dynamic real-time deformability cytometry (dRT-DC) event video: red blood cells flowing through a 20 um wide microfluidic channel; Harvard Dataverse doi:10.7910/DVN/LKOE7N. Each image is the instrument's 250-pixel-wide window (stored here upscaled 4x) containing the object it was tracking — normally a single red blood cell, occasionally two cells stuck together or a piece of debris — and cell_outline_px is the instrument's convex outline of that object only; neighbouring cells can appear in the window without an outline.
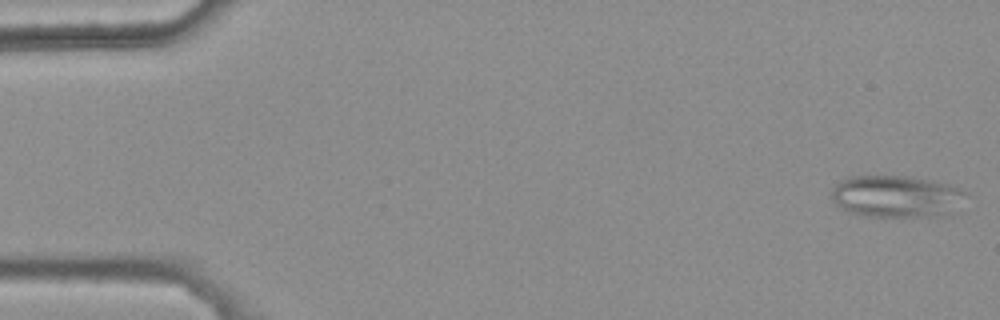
{"species": "common noctule bat (a hibernating species)", "species_latin": "Nyctalus noctula", "temperature_condition": "warm", "stored_images_in_passage": 46, "camera_frame_rate_fps": 3000, "um_per_image_px": 0.085, "animal": {"sex": "female", "body_mass_g": 25.1}, "frame": {"image": 1, "passage_image": 1, "time_ms": 0.0, "image_size_px": [1000, 320], "cell_outline_px": [[968, 192], [948, 216], [864, 216], [840, 208], [832, 200], [832, 188], [840, 180], [848, 176], [908, 176], [948, 184], [960, 188]], "centroid_in_image_um": [76.17, 16.69], "position_along_channel_um": 8.8, "area_um2": 32.77}}
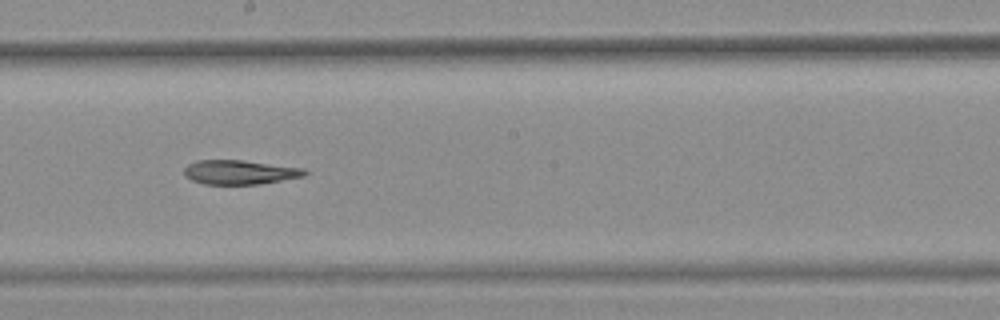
{"frame": {"image": 2, "passage_image": 29, "time_ms": 9.333, "image_size_px": [1000, 320], "cell_outline_px": [[308, 172], [304, 176], [256, 184], [204, 184], [192, 180], [184, 176], [184, 168], [188, 164], [196, 160], [240, 160], [304, 168]], "centroid_in_image_um": [20.33, 14.63], "position_along_channel_um": 227.9, "area_um2": 16.88}}
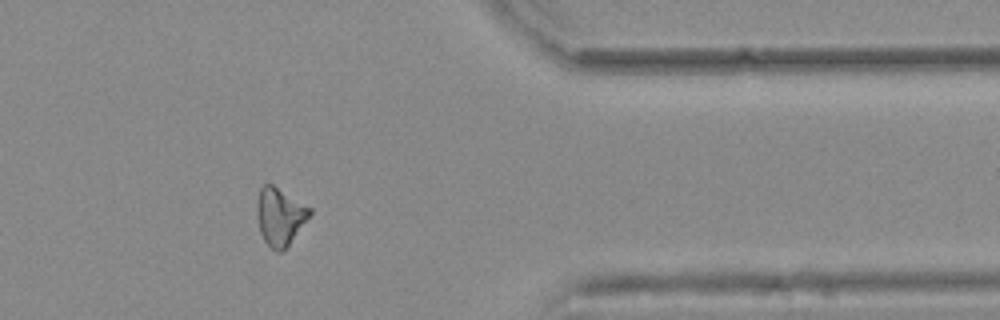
{"frame": {"image": 3, "passage_image": 43, "time_ms": 14.0, "image_size_px": [1000, 320], "cell_outline_px": [[312, 212], [288, 244], [280, 252], [276, 252], [264, 240], [260, 232], [256, 212], [256, 204], [260, 188], [264, 184], [272, 184], [312, 208]], "centroid_in_image_um": [23.76, 18.37], "position_along_channel_um": 387.6, "area_um2": 17.4}}